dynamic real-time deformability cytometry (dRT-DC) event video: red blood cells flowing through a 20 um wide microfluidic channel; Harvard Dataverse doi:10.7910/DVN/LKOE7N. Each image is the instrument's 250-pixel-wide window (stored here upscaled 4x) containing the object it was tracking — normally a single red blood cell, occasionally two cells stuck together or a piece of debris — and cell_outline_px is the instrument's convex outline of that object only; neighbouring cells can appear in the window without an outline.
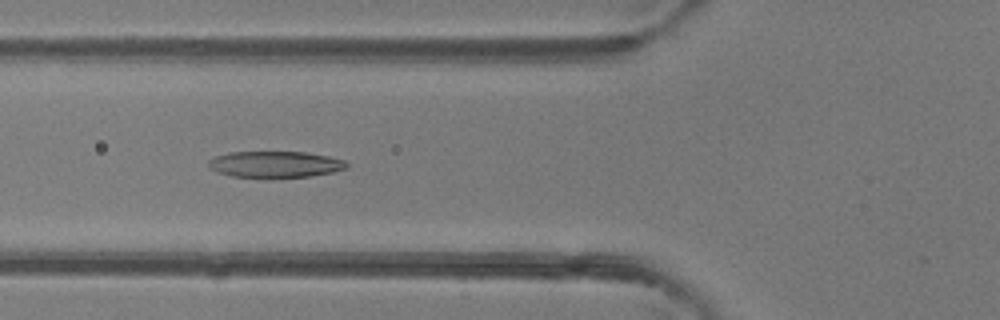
{"species": "common noctule bat (a hibernating species)", "species_latin": "Nyctalus noctula", "temperature_condition": "room temperature", "stored_images_in_passage": 6, "camera_frame_rate_fps": 3000, "um_per_image_px": 0.085, "animal": {"sex": "female"}, "frame": {"image": 1, "passage_image": 6, "time_ms": 1.667, "image_size_px": [1000, 320], "cell_outline_px": [[348, 168], [332, 172], [308, 176], [232, 176], [216, 172], [208, 164], [208, 160], [216, 156], [232, 152], [304, 152], [328, 156], [344, 160], [348, 164]], "centroid_in_image_um": [23.41, 13.95], "position_along_channel_um": 102.4, "area_um2": 20.63}}